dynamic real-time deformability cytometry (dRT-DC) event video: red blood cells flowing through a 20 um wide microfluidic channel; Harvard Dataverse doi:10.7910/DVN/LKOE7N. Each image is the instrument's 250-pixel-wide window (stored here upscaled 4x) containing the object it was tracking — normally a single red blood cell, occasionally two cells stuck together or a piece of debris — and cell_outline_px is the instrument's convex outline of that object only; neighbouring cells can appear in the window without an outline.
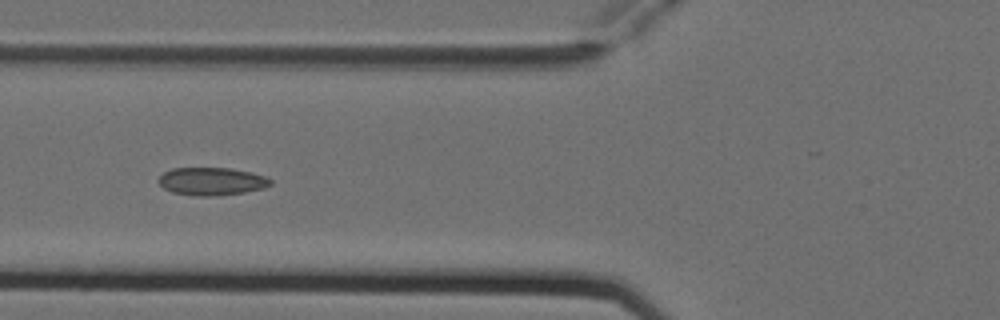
{"species": "Egyptian fruit bat (a non-hibernating species)", "species_latin": "Rousettus aegyptiacus", "temperature_condition": "cold", "stored_images_in_passage": 8, "camera_frame_rate_fps": 3000, "um_per_image_px": 0.085, "animal": {"sex": "female"}, "frame": {"image": 1, "passage_image": 6, "time_ms": 1.667, "image_size_px": [1000, 320], "cell_outline_px": [[272, 184], [264, 188], [244, 192], [216, 196], [196, 196], [172, 192], [164, 188], [156, 180], [164, 172], [172, 168], [228, 168], [252, 172], [264, 176], [272, 180]], "centroid_in_image_um": [17.98, 15.41], "position_along_channel_um": 107.8, "area_um2": 18.21}}
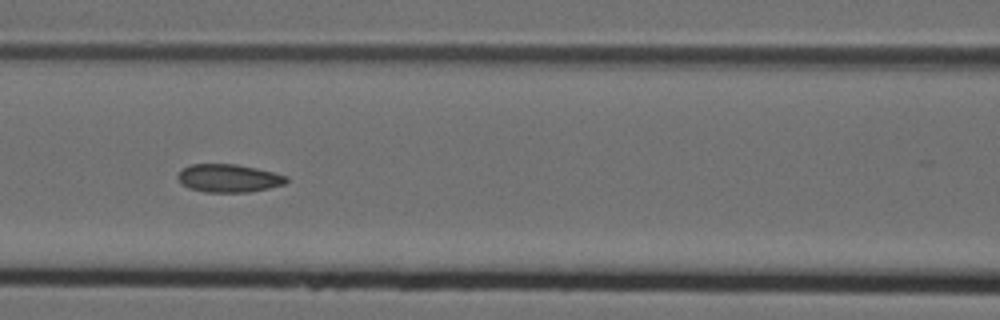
{"frame": {"image": 2, "passage_image": 7, "time_ms": 2.0, "image_size_px": [1000, 320], "cell_outline_px": [[288, 180], [284, 184], [268, 188], [248, 192], [204, 192], [188, 188], [176, 176], [184, 168], [192, 164], [236, 164], [256, 168], [288, 176]], "centroid_in_image_um": [19.45, 15.15], "position_along_channel_um": 147.2, "area_um2": 17.57}}
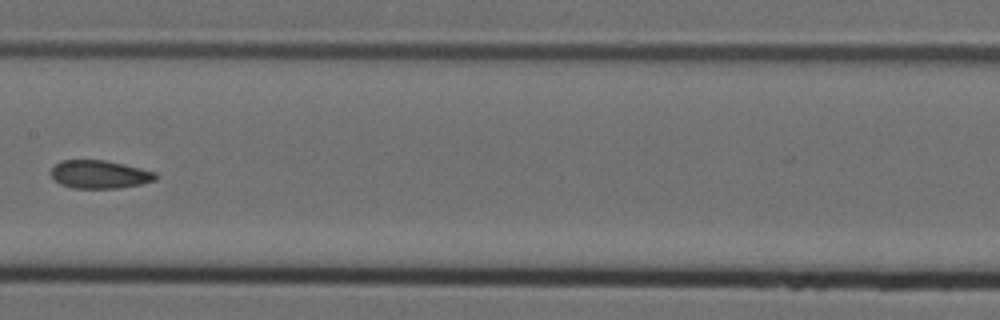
{"frame": {"image": 3, "passage_image": 8, "time_ms": 2.333, "image_size_px": [1000, 320], "cell_outline_px": [[156, 180], [140, 184], [120, 188], [72, 188], [60, 184], [52, 176], [52, 168], [60, 160], [104, 160], [140, 168], [156, 172]], "centroid_in_image_um": [8.46, 14.82], "position_along_channel_um": 198.9, "area_um2": 16.99}}